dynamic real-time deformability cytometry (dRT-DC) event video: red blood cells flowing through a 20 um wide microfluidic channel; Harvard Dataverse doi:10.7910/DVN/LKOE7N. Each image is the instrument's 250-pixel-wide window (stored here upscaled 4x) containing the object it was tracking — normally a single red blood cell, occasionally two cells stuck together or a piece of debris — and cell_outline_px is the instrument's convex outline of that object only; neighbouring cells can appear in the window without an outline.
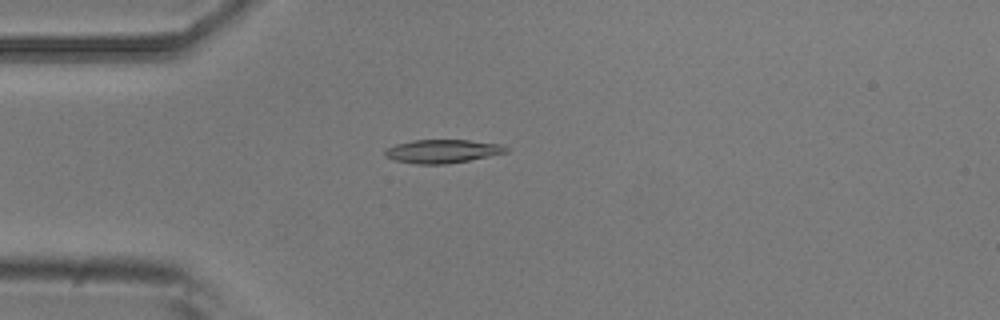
{"species": "common noctule bat (a hibernating species)", "species_latin": "Nyctalus noctula", "temperature_condition": "room temperature", "stored_images_in_passage": 8, "camera_frame_rate_fps": 3000, "um_per_image_px": 0.085, "animal": {"sex": "male", "body_mass_g": 20.5, "forearm_length_mm": 52.5}, "frame": {"image": 1, "passage_image": 4, "time_ms": 1.0, "image_size_px": [1000, 320], "cell_outline_px": [[508, 152], [468, 160], [444, 164], [416, 164], [392, 160], [384, 156], [384, 152], [388, 148], [396, 144], [412, 140], [468, 140], [500, 144], [508, 148]], "centroid_in_image_um": [37.56, 12.85], "position_along_channel_um": 47.4, "area_um2": 16.47}}